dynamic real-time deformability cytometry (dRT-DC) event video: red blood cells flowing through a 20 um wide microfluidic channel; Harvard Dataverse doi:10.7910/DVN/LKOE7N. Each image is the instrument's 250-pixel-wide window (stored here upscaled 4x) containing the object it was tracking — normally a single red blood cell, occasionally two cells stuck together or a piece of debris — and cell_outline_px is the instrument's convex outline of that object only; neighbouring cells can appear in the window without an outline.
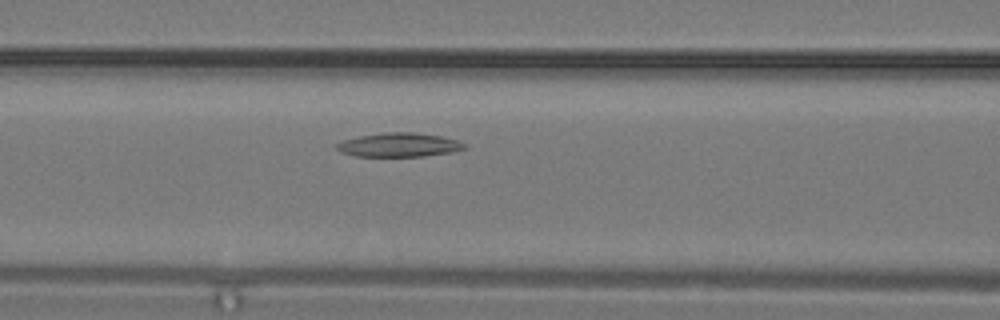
{"species": "common noctule bat (a hibernating species)", "species_latin": "Nyctalus noctula", "temperature_condition": "warm", "stored_images_in_passage": 21, "camera_frame_rate_fps": 3000, "um_per_image_px": 0.085, "animal": {"sex": "male", "body_mass_g": 19.2, "forearm_length_mm": 51.8}, "frame": {"image": 1, "passage_image": 6, "time_ms": 1.667, "image_size_px": [1000, 320], "cell_outline_px": [[468, 148], [452, 152], [424, 156], [352, 156], [340, 152], [336, 148], [336, 144], [344, 140], [360, 136], [384, 132], [412, 132], [440, 136], [456, 140], [468, 144]], "centroid_in_image_um": [33.93, 12.32], "position_along_channel_um": 132.7, "area_um2": 17.86}}
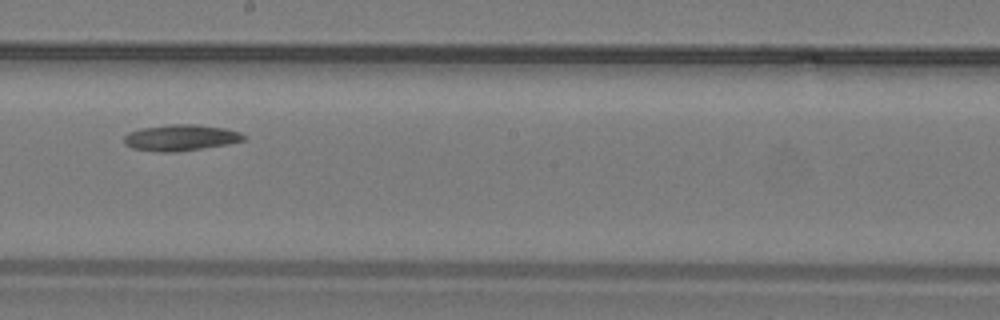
{"frame": {"image": 2, "passage_image": 10, "time_ms": 3.0, "image_size_px": [1000, 320], "cell_outline_px": [[244, 140], [228, 144], [176, 152], [160, 152], [132, 148], [124, 144], [124, 136], [128, 132], [140, 128], [172, 124], [196, 124], [224, 128], [240, 132], [244, 136]], "centroid_in_image_um": [15.32, 11.7], "position_along_channel_um": 232.9, "area_um2": 18.21}}
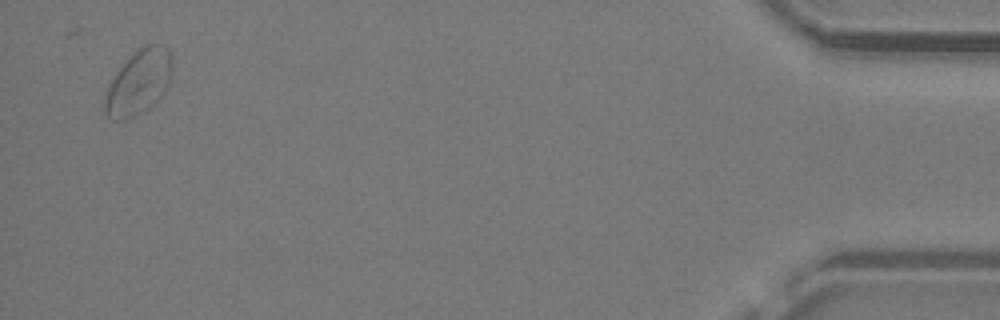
{"frame": {"image": 3, "passage_image": 21, "time_ms": 6.667, "image_size_px": [1000, 320], "cell_outline_px": [[172, 72], [168, 88], [148, 108], [136, 116], [124, 120], [112, 120], [104, 116], [104, 100], [108, 88], [112, 80], [120, 68], [144, 44], [152, 44], [168, 48], [172, 56]], "centroid_in_image_um": [11.8, 7.04], "position_along_channel_um": 423.4, "area_um2": 25.14}}